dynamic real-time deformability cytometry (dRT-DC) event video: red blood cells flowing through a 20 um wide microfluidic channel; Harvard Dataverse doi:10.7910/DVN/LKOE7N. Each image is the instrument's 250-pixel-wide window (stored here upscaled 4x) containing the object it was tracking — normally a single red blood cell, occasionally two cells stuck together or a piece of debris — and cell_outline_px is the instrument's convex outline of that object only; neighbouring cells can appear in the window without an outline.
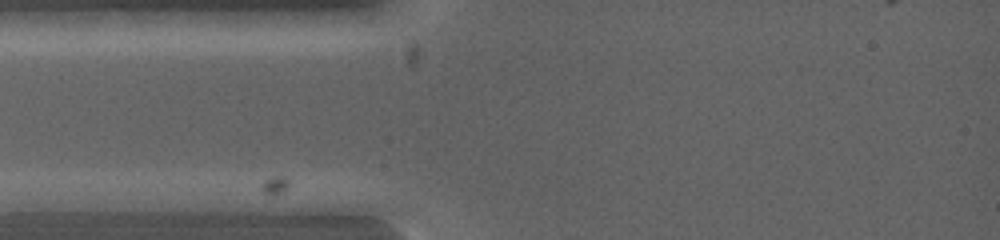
{"species": "common noctule bat (a hibernating species)", "species_latin": "Nyctalus noctula", "temperature_condition": "warm", "stored_images_in_passage": 4, "camera_frame_rate_fps": 5000, "um_per_image_px": 0.085, "animal": {"sex": "female", "body_mass_g": 19.0, "forearm_length_mm": 53.3}, "frame": {"image": 1, "passage_image": 1, "time_ms": 0.0, "image_size_px": [1000, 240], "cell_outline_px": [[104, 200], [96, 212], [20, 212], [12, 200], [16, 192], [24, 192]], "centroid_in_image_um": [4.6, 17.28], "position_along_channel_um": 80.4, "area_um2": 10.17}}